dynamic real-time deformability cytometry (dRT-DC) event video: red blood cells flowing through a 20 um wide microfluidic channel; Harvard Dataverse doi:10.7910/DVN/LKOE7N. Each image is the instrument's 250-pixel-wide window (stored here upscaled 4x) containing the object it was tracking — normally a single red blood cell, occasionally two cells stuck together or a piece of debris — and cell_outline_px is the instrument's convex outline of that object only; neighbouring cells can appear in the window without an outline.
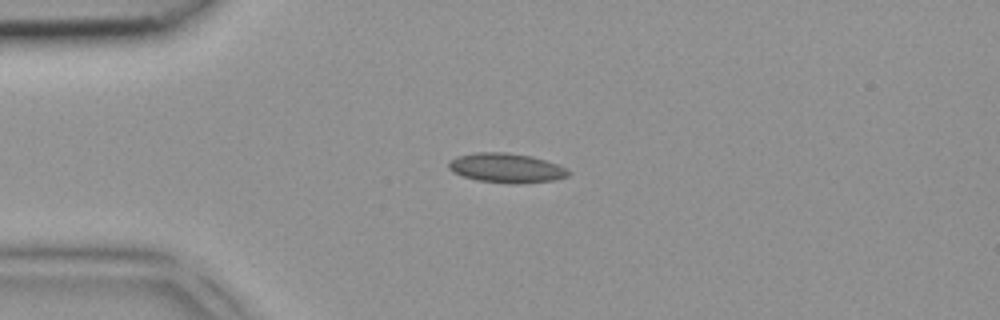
{"species": "common noctule bat (a hibernating species)", "species_latin": "Nyctalus noctula", "temperature_condition": "room temperature", "stored_images_in_passage": 3, "camera_frame_rate_fps": 3000, "um_per_image_px": 0.085, "animal": {"sex": "female", "body_mass_g": 18.4}, "frame": {"image": 1, "passage_image": 2, "time_ms": 0.333, "image_size_px": [1000, 320], "cell_outline_px": [[572, 172], [568, 176], [552, 180], [512, 184], [476, 180], [452, 172], [448, 168], [448, 164], [456, 156], [476, 152], [508, 152], [532, 156], [556, 164]], "centroid_in_image_um": [43.01, 14.27], "position_along_channel_um": 42.0, "area_um2": 20.46}}